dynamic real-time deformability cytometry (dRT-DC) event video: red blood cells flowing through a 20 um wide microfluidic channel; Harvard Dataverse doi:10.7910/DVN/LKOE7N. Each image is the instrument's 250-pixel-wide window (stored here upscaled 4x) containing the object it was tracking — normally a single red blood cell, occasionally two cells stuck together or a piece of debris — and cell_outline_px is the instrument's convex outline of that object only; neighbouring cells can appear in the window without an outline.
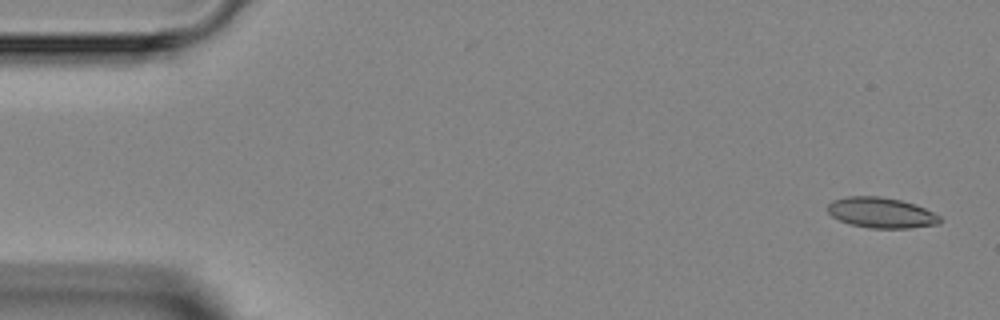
{"species": "Egyptian fruit bat (a non-hibernating species)", "species_latin": "Rousettus aegyptiacus", "temperature_condition": "room temperature", "stored_images_in_passage": 4, "camera_frame_rate_fps": 3000, "um_per_image_px": 0.085, "animal": {"sex": "female"}, "frame": {"image": 1, "passage_image": 4, "time_ms": 3.667, "image_size_px": [1000, 320], "cell_outline_px": [[940, 224], [908, 228], [868, 228], [848, 224], [832, 216], [828, 212], [828, 204], [832, 200], [848, 196], [880, 196], [900, 200], [916, 204], [940, 216]], "centroid_in_image_um": [74.89, 18.08], "position_along_channel_um": 10.1, "area_um2": 20.0}}